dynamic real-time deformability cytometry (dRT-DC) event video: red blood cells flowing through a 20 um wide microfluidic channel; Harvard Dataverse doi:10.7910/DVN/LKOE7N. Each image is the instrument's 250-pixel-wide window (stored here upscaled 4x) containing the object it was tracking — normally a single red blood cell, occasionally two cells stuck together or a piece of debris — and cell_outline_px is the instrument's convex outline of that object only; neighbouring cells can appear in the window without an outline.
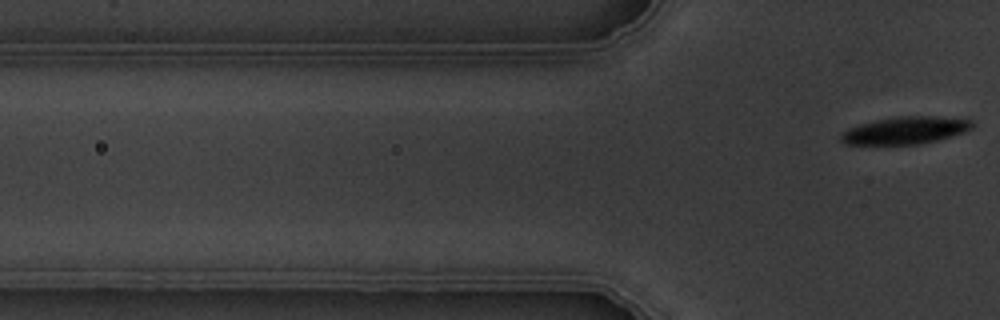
{"species": "common noctule bat (a hibernating species)", "species_latin": "Nyctalus noctula", "temperature_condition": "warm", "stored_images_in_passage": 6, "camera_frame_rate_fps": 3000, "um_per_image_px": 0.085, "animal": {"sex": "male", "body_mass_g": 19.5, "forearm_length_mm": 54.6}, "frame": {"image": 1, "passage_image": 6, "time_ms": 5.667, "image_size_px": [1000, 320], "cell_outline_px": [[972, 128], [964, 132], [936, 140], [920, 144], [844, 144], [840, 140], [840, 132], [848, 128], [860, 124], [876, 120], [896, 116], [932, 116], [972, 120]], "centroid_in_image_um": [76.89, 11.08], "position_along_channel_um": 48.9, "area_um2": 20.75}}